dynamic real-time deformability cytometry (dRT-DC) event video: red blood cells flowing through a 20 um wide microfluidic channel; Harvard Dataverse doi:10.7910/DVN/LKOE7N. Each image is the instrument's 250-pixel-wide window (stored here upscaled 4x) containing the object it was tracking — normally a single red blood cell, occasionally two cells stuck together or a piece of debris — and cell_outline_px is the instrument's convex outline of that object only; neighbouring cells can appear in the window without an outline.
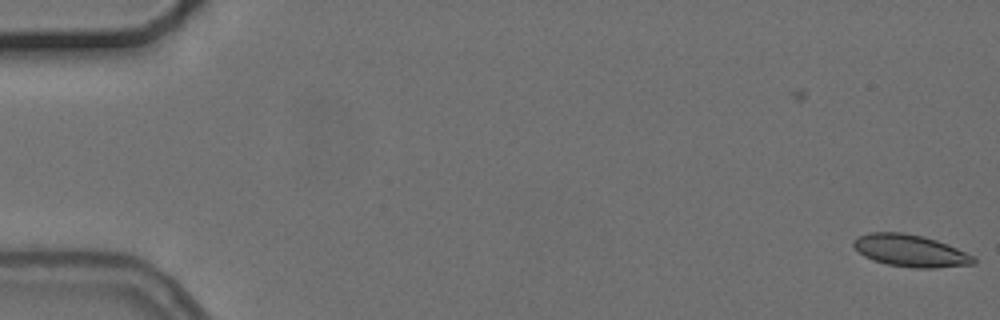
{"species": "common noctule bat (a hibernating species)", "species_latin": "Nyctalus noctula", "temperature_condition": "cold", "stored_images_in_passage": 2, "camera_frame_rate_fps": 3000, "um_per_image_px": 0.085, "animal": {"sex": "female", "body_mass_g": 24.6, "forearm_length_mm": 56.2}, "frame": {"image": 1, "passage_image": 2, "time_ms": 1.0, "image_size_px": [1000, 320], "cell_outline_px": [[976, 264], [936, 268], [912, 268], [888, 264], [872, 260], [864, 256], [852, 244], [852, 240], [868, 232], [904, 232], [924, 236], [948, 244], [976, 256]], "centroid_in_image_um": [77.42, 21.31], "position_along_channel_um": 7.6, "area_um2": 22.72}}